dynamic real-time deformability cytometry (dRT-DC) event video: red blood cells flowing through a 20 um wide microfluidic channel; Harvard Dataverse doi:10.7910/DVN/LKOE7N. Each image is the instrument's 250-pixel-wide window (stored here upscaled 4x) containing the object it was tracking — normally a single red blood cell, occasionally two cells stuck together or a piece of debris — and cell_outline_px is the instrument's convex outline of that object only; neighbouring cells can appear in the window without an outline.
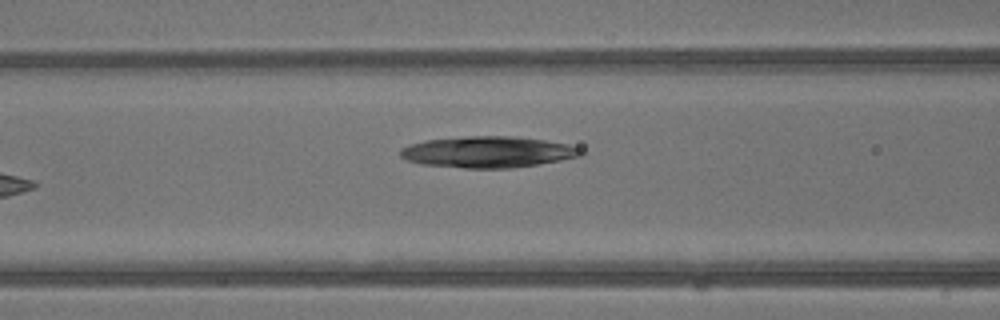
{"species": "common noctule bat (a hibernating species)", "species_latin": "Nyctalus noctula", "temperature_condition": "warm", "stored_images_in_passage": 12, "camera_frame_rate_fps": 3000, "um_per_image_px": 0.085, "animal": {"sex": "male", "body_mass_g": 13.3}, "frame": {"image": 1, "passage_image": 4, "time_ms": 1.0, "image_size_px": [1000, 320], "cell_outline_px": [[584, 152], [580, 156], [560, 160], [512, 168], [464, 168], [420, 164], [408, 160], [400, 156], [400, 148], [408, 144], [424, 140], [468, 136], [512, 136], [544, 140], [568, 144], [580, 148]], "centroid_in_image_um": [41.43, 12.91], "position_along_channel_um": 125.2, "area_um2": 32.89}}